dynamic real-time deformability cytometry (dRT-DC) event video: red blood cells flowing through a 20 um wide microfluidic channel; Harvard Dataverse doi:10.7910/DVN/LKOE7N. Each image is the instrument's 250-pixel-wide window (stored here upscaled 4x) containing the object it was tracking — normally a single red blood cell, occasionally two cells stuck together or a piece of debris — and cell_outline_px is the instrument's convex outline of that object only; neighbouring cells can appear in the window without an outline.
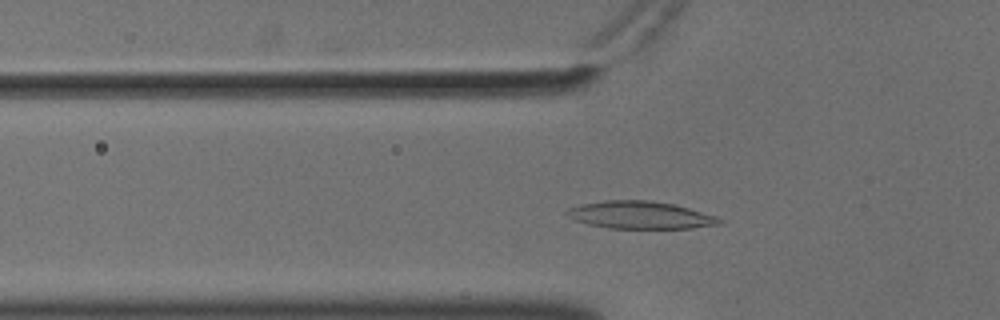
{"species": "common noctule bat (a hibernating species)", "species_latin": "Nyctalus noctula", "temperature_condition": "cold", "stored_images_in_passage": 52, "camera_frame_rate_fps": 3000, "um_per_image_px": 0.085, "animal": {"sex": "male", "body_mass_g": 18.8}, "frame": {"image": 1, "passage_image": 15, "time_ms": 4.667, "image_size_px": [1000, 320], "cell_outline_px": [[724, 224], [692, 228], [608, 228], [588, 224], [564, 216], [564, 212], [568, 208], [580, 204], [604, 200], [648, 200], [672, 204], [688, 208], [716, 216], [724, 220]], "centroid_in_image_um": [54.4, 18.28], "position_along_channel_um": 71.4, "area_um2": 24.57}}
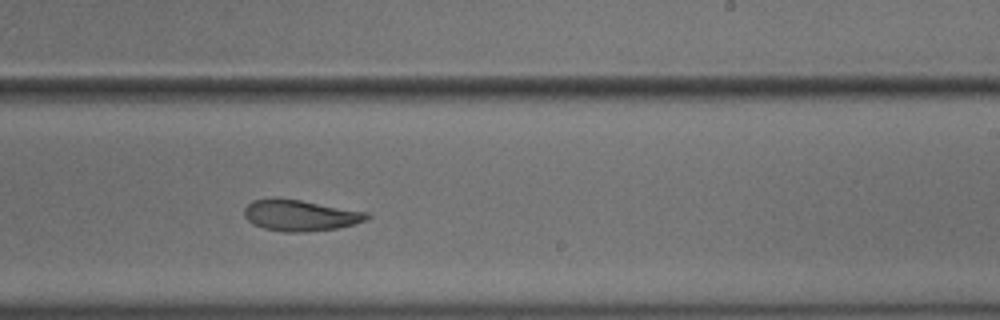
{"frame": {"image": 2, "passage_image": 31, "time_ms": 10.0, "image_size_px": [1000, 320], "cell_outline_px": [[372, 216], [364, 220], [352, 224], [336, 228], [300, 232], [284, 232], [264, 228], [252, 224], [244, 216], [244, 208], [252, 200], [300, 200], [368, 212]], "centroid_in_image_um": [25.52, 18.32], "position_along_channel_um": 263.5, "area_um2": 21.62}}
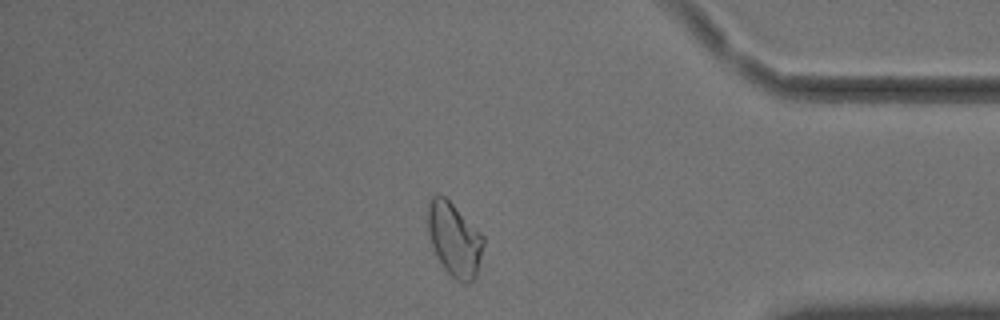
{"frame": {"image": 3, "passage_image": 44, "time_ms": 14.333, "image_size_px": [1000, 320], "cell_outline_px": [[484, 244], [476, 276], [468, 284], [464, 284], [456, 280], [444, 268], [432, 244], [428, 232], [428, 200], [432, 196], [444, 196], [484, 236]], "centroid_in_image_um": [38.63, 20.37], "position_along_channel_um": 396.6, "area_um2": 23.41}, "authors_computed_cell_mechanics": {"area_um2": 23.3512, "velocity_mm_per_s": 3.6028, "shape_relaxation_time_tau1_ms": null, "shape_relaxation_time_tau2_ms": 10.8846, "deformation_change_tau1": null, "deformation_change_tau2": 0.1622}}